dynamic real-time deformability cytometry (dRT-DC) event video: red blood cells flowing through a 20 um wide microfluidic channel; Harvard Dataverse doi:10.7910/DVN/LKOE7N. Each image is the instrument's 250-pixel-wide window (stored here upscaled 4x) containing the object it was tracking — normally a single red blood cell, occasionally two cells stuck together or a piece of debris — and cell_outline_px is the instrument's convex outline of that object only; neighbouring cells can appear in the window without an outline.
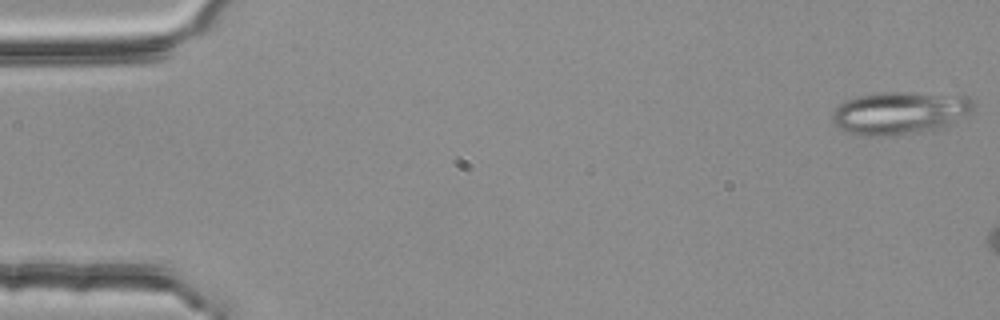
{"species": "common noctule bat (a hibernating species)", "species_latin": "Nyctalus noctula", "temperature_condition": "room temperature", "stored_images_in_passage": 5, "camera_frame_rate_fps": 3000, "um_per_image_px": 0.085, "animal": {"sex": "female", "body_mass_g": 25.1}, "frame": {"image": 1, "passage_image": 1, "time_ms": 0.0, "image_size_px": [1000, 320], "cell_outline_px": [[976, 104], [972, 112], [948, 124], [936, 128], [884, 136], [856, 136], [844, 132], [832, 120], [832, 112], [844, 100], [856, 96], [876, 92], [912, 92], [968, 96]], "centroid_in_image_um": [76.43, 9.57], "position_along_channel_um": 8.6, "area_um2": 35.14}}